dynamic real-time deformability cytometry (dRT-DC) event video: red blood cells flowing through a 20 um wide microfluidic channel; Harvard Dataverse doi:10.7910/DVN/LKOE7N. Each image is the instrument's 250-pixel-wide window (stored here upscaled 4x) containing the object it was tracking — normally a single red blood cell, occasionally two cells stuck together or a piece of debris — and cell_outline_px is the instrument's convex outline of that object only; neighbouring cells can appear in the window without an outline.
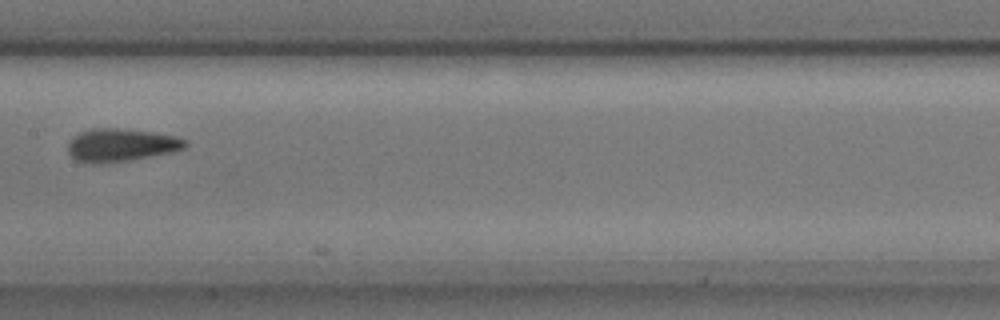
{"species": "common noctule bat (a hibernating species)", "species_latin": "Nyctalus noctula", "temperature_condition": "cold", "stored_images_in_passage": 9, "camera_frame_rate_fps": 3000, "um_per_image_px": 0.085, "animal": {"sex": "male", "body_mass_g": 17.9, "forearm_length_mm": 54.2}, "frame": {"image": 1, "passage_image": 9, "time_ms": 2.667, "image_size_px": [1000, 320], "cell_outline_px": [[188, 144], [184, 148], [172, 152], [128, 160], [100, 164], [76, 160], [68, 152], [68, 144], [72, 136], [80, 132], [92, 128], [116, 128], [152, 132], [176, 136], [188, 140]], "centroid_in_image_um": [10.28, 12.32], "position_along_channel_um": 197.1, "area_um2": 22.43}}